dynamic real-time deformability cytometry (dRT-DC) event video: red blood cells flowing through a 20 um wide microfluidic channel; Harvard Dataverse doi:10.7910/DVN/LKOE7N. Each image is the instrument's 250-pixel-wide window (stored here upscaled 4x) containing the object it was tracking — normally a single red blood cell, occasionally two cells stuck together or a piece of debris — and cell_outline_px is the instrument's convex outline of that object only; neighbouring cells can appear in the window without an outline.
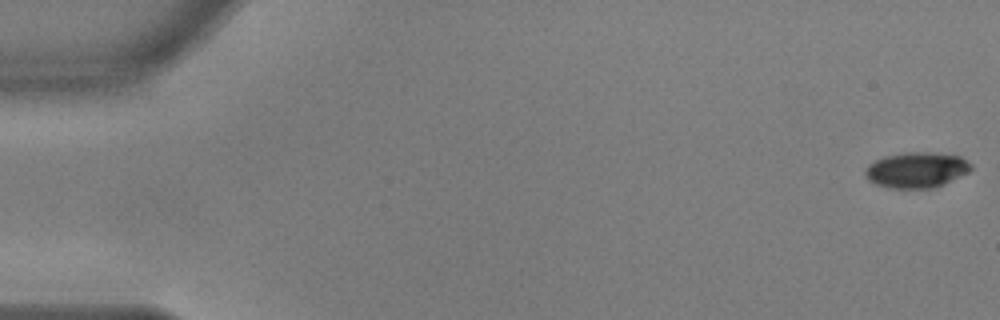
{"species": "common noctule bat (a hibernating species)", "species_latin": "Nyctalus noctula", "temperature_condition": "warm", "stored_images_in_passage": 56, "camera_frame_rate_fps": 3000, "um_per_image_px": 0.085, "animal": {"sex": "male", "body_mass_g": 17.9, "forearm_length_mm": 54.2}, "frame": {"image": 1, "passage_image": 1, "time_ms": 0.0, "image_size_px": [1000, 320], "cell_outline_px": [[972, 168], [968, 172], [936, 188], [888, 188], [876, 184], [868, 180], [864, 176], [864, 172], [868, 164], [884, 156], [908, 152], [928, 152], [960, 156], [972, 164]], "centroid_in_image_um": [77.89, 14.45], "position_along_channel_um": 7.1, "area_um2": 22.02}}
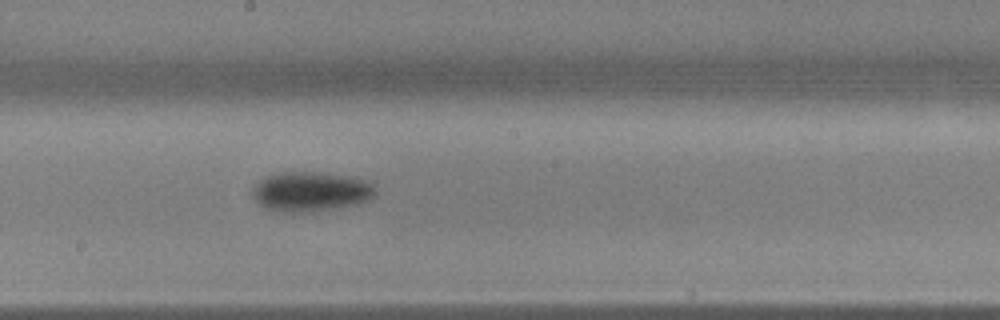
{"frame": {"image": 2, "passage_image": 31, "time_ms": 10.0, "image_size_px": [1000, 320], "cell_outline_px": [[376, 192], [368, 200], [356, 204], [308, 212], [276, 212], [260, 204], [252, 196], [252, 188], [260, 180], [268, 176], [280, 172], [320, 172], [348, 176], [372, 184], [376, 188]], "centroid_in_image_um": [26.37, 16.28], "position_along_channel_um": 221.8, "area_um2": 28.09}}
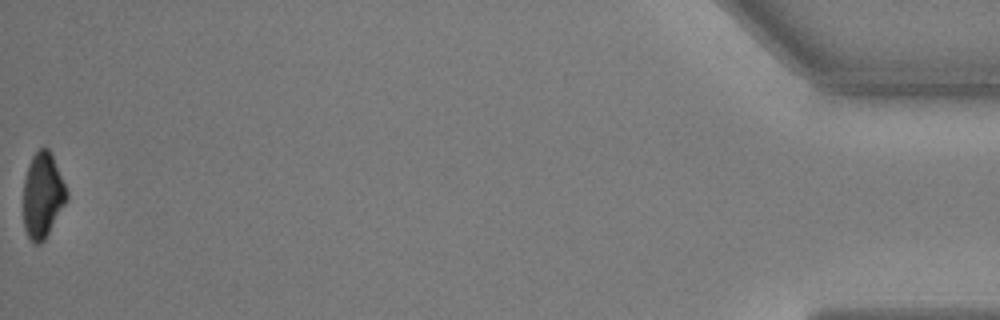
{"frame": {"image": 3, "passage_image": 56, "time_ms": 18.333, "image_size_px": [1000, 320], "cell_outline_px": [[68, 200], [44, 240], [40, 244], [36, 244], [28, 236], [24, 228], [24, 176], [28, 164], [32, 156], [40, 148], [48, 148], [52, 156], [68, 192]], "centroid_in_image_um": [3.62, 16.61], "position_along_channel_um": 431.6, "area_um2": 21.39}, "authors_computed_cell_mechanics": {"area_um2": 24.276, "velocity_mm_per_s": 3.6556, "shape_relaxation_time_tau1_ms": 2.8422, "shape_relaxation_time_tau2_ms": null, "deformation_change_tau1": 0.167, "deformation_change_tau2": null}}